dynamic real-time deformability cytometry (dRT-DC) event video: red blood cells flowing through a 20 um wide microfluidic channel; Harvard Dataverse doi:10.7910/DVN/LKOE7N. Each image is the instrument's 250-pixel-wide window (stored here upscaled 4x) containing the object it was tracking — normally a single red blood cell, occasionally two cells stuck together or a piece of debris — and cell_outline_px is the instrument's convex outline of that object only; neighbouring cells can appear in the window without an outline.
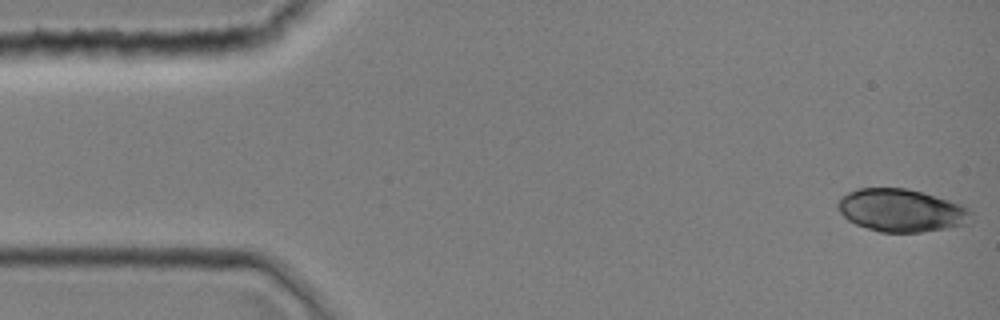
{"species": "common noctule bat (a hibernating species)", "species_latin": "Nyctalus noctula", "temperature_condition": "room temperature", "stored_images_in_passage": 43, "camera_frame_rate_fps": 3000, "um_per_image_px": 0.085, "animal": {"sex": "female", "body_mass_g": 19.0, "forearm_length_mm": 51.5}, "frame": {"image": 1, "passage_image": 1, "time_ms": 0.0, "image_size_px": [1000, 320], "cell_outline_px": [[972, 212], [968, 224], [920, 232], [880, 232], [856, 224], [848, 220], [840, 212], [836, 204], [840, 196], [856, 188], [908, 188], [924, 192], [964, 204]], "centroid_in_image_um": [76.62, 17.86], "position_along_channel_um": 8.4, "area_um2": 33.47}}